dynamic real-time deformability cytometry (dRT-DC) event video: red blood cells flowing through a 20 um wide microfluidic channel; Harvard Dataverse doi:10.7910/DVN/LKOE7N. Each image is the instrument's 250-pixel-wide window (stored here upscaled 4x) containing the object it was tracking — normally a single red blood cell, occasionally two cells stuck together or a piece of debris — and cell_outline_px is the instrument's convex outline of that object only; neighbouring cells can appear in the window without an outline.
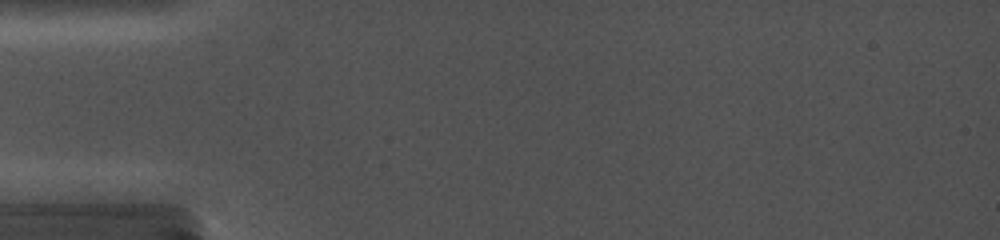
{"species": "common noctule bat (a hibernating species)", "species_latin": "Nyctalus noctula", "temperature_condition": "cold", "stored_images_in_passage": 3, "camera_frame_rate_fps": 5000, "um_per_image_px": 0.085, "animal": {"sex": "female", "body_mass_g": 19.0, "forearm_length_mm": 56.7}, "frame": {"image": 1, "passage_image": 1, "time_ms": 0.0, "image_size_px": [1000, 240], "cell_outline_px": [[960, 108], [920, 108], [860, 104], [872, 88], [932, 92], [952, 96], [960, 104]], "centroid_in_image_um": [77.31, 8.43], "position_along_channel_um": 7.7, "area_um2": 10.46}}